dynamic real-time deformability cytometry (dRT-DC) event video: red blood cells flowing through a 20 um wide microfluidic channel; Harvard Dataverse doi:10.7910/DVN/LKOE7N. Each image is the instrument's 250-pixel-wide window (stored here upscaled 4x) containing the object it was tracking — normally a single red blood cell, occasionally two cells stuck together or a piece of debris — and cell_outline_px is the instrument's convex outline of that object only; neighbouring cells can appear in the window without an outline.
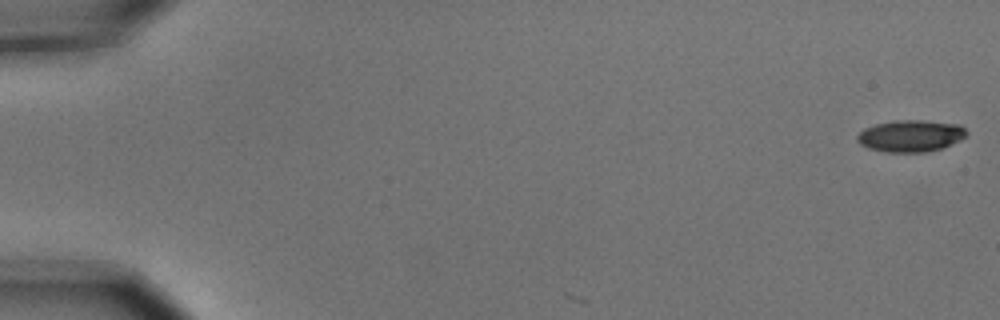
{"species": "common noctule bat (a hibernating species)", "species_latin": "Nyctalus noctula", "temperature_condition": "cold", "stored_images_in_passage": 3, "camera_frame_rate_fps": 3000, "um_per_image_px": 0.085, "animal": {"sex": "male", "body_mass_g": 15.6}, "frame": {"image": 1, "passage_image": 1, "time_ms": 0.0, "image_size_px": [1000, 320], "cell_outline_px": [[968, 136], [960, 140], [940, 148], [924, 152], [888, 152], [868, 148], [860, 144], [856, 140], [856, 136], [864, 128], [876, 124], [892, 120], [920, 120], [960, 124], [968, 132]], "centroid_in_image_um": [77.4, 11.54], "position_along_channel_um": 7.6, "area_um2": 20.29}}